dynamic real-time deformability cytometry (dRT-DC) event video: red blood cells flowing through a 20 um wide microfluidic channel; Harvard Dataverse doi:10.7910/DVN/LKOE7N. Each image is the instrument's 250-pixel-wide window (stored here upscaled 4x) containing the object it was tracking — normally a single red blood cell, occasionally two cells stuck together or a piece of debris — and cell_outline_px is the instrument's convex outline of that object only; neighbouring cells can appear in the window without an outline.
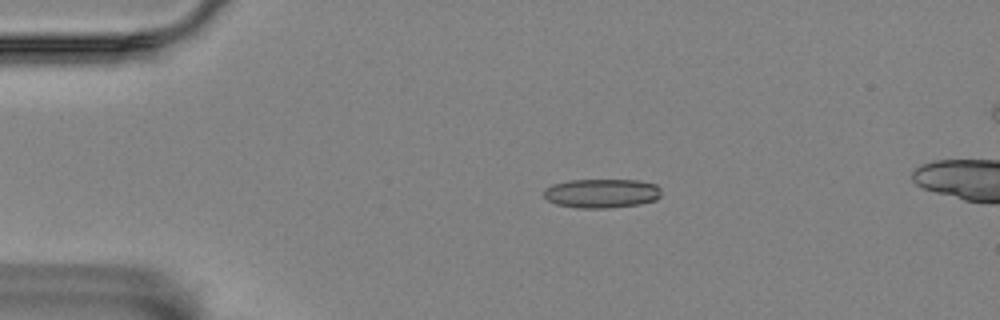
{"species": "Egyptian fruit bat (a non-hibernating species)", "species_latin": "Rousettus aegyptiacus", "temperature_condition": "room temperature", "stored_images_in_passage": 5, "camera_frame_rate_fps": 3000, "um_per_image_px": 0.085, "animal": {"sex": "female"}, "frame": {"image": 1, "passage_image": 3, "time_ms": 0.667, "image_size_px": [1000, 320], "cell_outline_px": [[660, 196], [656, 200], [640, 204], [604, 208], [580, 208], [556, 204], [548, 200], [544, 196], [544, 188], [552, 184], [568, 180], [636, 180], [656, 184], [660, 188]], "centroid_in_image_um": [51.13, 16.43], "position_along_channel_um": 33.9, "area_um2": 19.94}}